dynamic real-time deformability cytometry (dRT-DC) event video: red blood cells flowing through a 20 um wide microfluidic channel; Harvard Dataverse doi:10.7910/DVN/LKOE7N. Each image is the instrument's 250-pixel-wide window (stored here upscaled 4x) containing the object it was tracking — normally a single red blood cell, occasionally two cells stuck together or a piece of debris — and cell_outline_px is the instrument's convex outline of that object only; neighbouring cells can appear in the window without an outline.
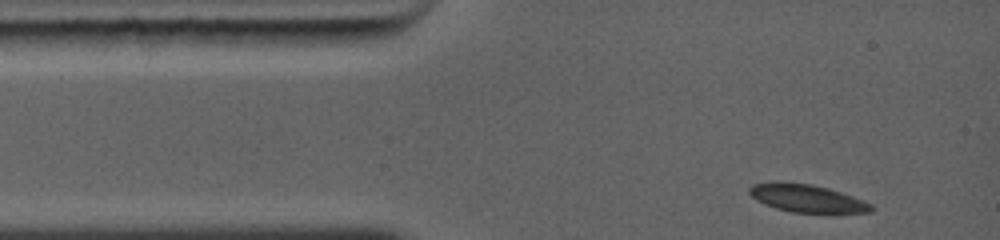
{"species": "common noctule bat (a hibernating species)", "species_latin": "Nyctalus noctula", "temperature_condition": "warm", "stored_images_in_passage": 8, "camera_frame_rate_fps": 5000, "um_per_image_px": 0.085, "animal": {"sex": "female", "body_mass_g": 19.0, "forearm_length_mm": 56.7}, "frame": {"image": 1, "passage_image": 1, "time_ms": 0.0, "image_size_px": [1000, 240], "cell_outline_px": [[872, 212], [832, 216], [792, 212], [776, 208], [764, 204], [756, 200], [748, 192], [748, 188], [752, 184], [772, 180], [812, 184], [828, 188], [852, 196], [872, 204]], "centroid_in_image_um": [68.62, 16.89], "position_along_channel_um": 16.4, "area_um2": 20.87}}
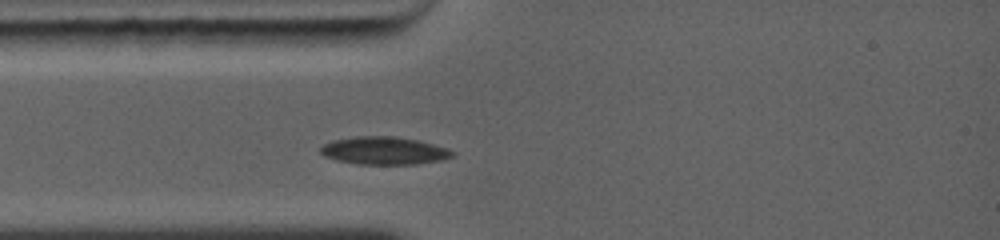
{"frame": {"image": 2, "passage_image": 5, "time_ms": 1.8, "image_size_px": [1000, 240], "cell_outline_px": [[456, 156], [440, 160], [416, 164], [356, 164], [336, 160], [324, 156], [320, 152], [320, 148], [324, 144], [332, 140], [356, 136], [396, 136], [416, 140], [448, 148], [456, 152]], "centroid_in_image_um": [32.65, 12.81], "position_along_channel_um": 52.3, "area_um2": 21.44}}
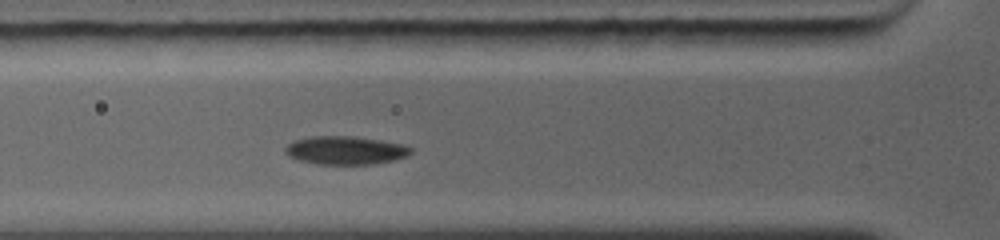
{"frame": {"image": 3, "passage_image": 7, "time_ms": 2.8, "image_size_px": [1000, 240], "cell_outline_px": [[412, 152], [408, 156], [396, 160], [376, 164], [316, 164], [300, 160], [288, 156], [284, 152], [284, 148], [288, 144], [296, 140], [312, 136], [356, 136], [404, 144], [412, 148]], "centroid_in_image_um": [29.4, 12.78], "position_along_channel_um": 96.4, "area_um2": 20.92}}